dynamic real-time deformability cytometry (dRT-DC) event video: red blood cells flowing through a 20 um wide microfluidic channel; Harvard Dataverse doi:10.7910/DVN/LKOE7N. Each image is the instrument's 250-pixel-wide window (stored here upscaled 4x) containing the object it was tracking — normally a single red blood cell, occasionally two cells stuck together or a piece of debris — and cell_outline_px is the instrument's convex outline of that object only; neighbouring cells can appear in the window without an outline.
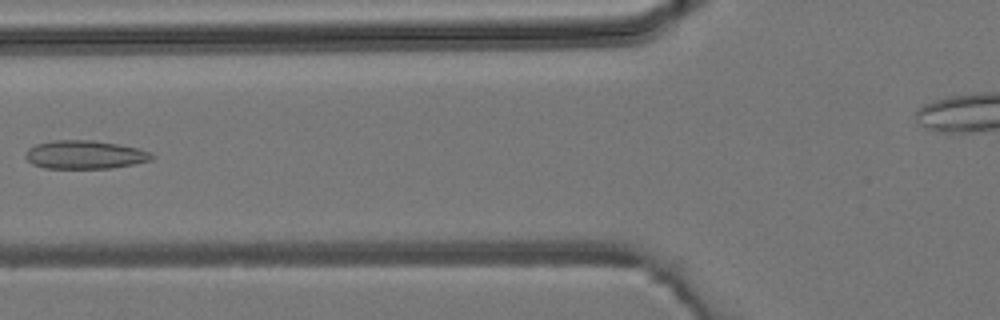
{"species": "common noctule bat (a hibernating species)", "species_latin": "Nyctalus noctula", "temperature_condition": "room temperature", "stored_images_in_passage": 4, "camera_frame_rate_fps": 3000, "um_per_image_px": 0.085, "animal": {"sex": "male", "body_mass_g": 19.2, "forearm_length_mm": 51.8}, "frame": {"image": 1, "passage_image": 4, "time_ms": 4.333, "image_size_px": [1000, 320], "cell_outline_px": [[156, 156], [152, 160], [112, 168], [44, 168], [32, 164], [24, 156], [28, 148], [36, 144], [56, 140], [92, 140], [116, 144], [136, 148], [148, 152]], "centroid_in_image_um": [7.18, 13.15], "position_along_channel_um": 118.6, "area_um2": 20.75}}